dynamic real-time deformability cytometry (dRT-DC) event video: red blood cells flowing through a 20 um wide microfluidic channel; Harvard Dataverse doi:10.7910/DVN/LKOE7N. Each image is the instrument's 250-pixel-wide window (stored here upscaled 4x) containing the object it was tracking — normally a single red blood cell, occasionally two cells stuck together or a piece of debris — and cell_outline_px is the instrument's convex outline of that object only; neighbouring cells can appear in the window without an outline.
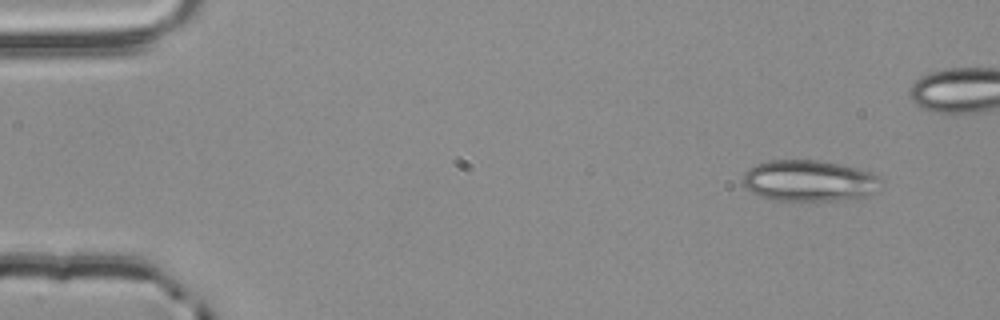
{"species": "common noctule bat (a hibernating species)", "species_latin": "Nyctalus noctula", "temperature_condition": "room temperature", "stored_images_in_passage": 4, "camera_frame_rate_fps": 3000, "um_per_image_px": 0.085, "animal": {"sex": "male", "body_mass_g": 20.4}, "frame": {"image": 1, "passage_image": 1, "time_ms": 0.0, "image_size_px": [1000, 320], "cell_outline_px": [[884, 180], [872, 192], [864, 196], [844, 200], [776, 200], [760, 196], [752, 192], [744, 184], [744, 172], [748, 168], [756, 164], [768, 160], [816, 160], [840, 164], [856, 168], [880, 176]], "centroid_in_image_um": [68.77, 15.35], "position_along_channel_um": 16.2, "area_um2": 32.89}}